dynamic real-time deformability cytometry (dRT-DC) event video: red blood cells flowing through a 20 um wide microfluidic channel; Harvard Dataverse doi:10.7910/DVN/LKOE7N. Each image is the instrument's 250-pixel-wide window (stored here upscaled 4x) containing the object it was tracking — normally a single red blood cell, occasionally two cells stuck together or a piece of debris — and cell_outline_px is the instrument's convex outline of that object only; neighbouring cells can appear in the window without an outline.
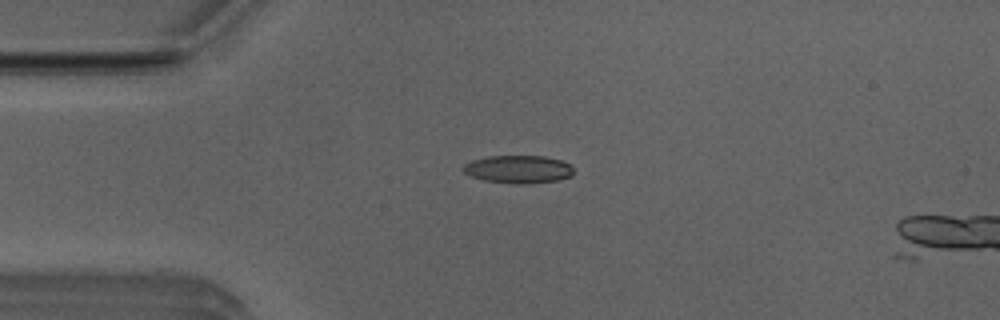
{"species": "Egyptian fruit bat (a non-hibernating species)", "species_latin": "Rousettus aegyptiacus", "temperature_condition": "room temperature", "stored_images_in_passage": 6, "camera_frame_rate_fps": 3000, "um_per_image_px": 0.085, "animal": {"sex": "male"}, "frame": {"image": 1, "passage_image": 4, "time_ms": 1.0, "image_size_px": [1000, 320], "cell_outline_px": [[572, 176], [560, 180], [528, 184], [516, 184], [484, 180], [472, 176], [464, 172], [464, 164], [472, 160], [488, 156], [544, 156], [560, 160], [572, 164]], "centroid_in_image_um": [44.1, 14.39], "position_along_channel_um": 40.9, "area_um2": 17.98}}